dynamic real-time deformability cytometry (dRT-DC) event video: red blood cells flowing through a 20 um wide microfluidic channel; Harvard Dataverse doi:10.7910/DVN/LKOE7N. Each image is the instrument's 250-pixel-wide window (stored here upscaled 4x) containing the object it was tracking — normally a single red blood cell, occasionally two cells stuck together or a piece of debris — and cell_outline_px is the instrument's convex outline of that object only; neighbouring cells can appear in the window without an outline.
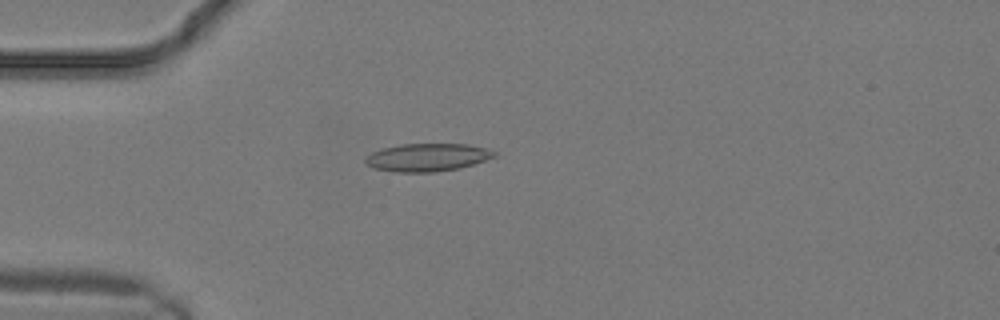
{"species": "common noctule bat (a hibernating species)", "species_latin": "Nyctalus noctula", "temperature_condition": "warm", "stored_images_in_passage": 11, "camera_frame_rate_fps": 3000, "um_per_image_px": 0.085, "animal": {"sex": "male", "body_mass_g": 19.2, "forearm_length_mm": 51.8}, "frame": {"image": 1, "passage_image": 8, "time_ms": 2.333, "image_size_px": [1000, 320], "cell_outline_px": [[496, 156], [460, 168], [432, 172], [396, 172], [372, 168], [364, 160], [372, 152], [384, 148], [400, 144], [468, 144], [488, 148], [496, 152]], "centroid_in_image_um": [36.33, 13.37], "position_along_channel_um": 48.7, "area_um2": 20.81}}